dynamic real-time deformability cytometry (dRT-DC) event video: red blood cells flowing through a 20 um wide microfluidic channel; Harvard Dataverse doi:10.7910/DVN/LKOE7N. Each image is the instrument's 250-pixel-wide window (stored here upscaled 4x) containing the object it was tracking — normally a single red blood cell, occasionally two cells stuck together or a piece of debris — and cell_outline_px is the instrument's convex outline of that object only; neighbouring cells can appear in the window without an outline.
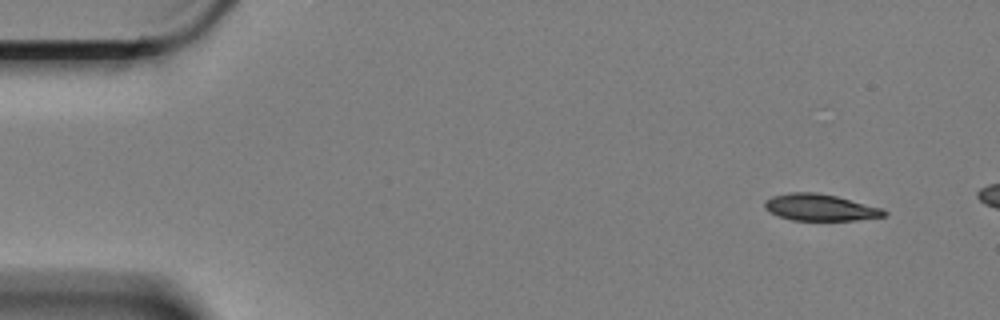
{"species": "Egyptian fruit bat (a non-hibernating species)", "species_latin": "Rousettus aegyptiacus", "temperature_condition": "cold", "stored_images_in_passage": 5, "camera_frame_rate_fps": 3000, "um_per_image_px": 0.085, "animal": {"sex": "female"}, "frame": {"image": 1, "passage_image": 1, "time_ms": 0.0, "image_size_px": [1000, 320], "cell_outline_px": [[888, 212], [884, 216], [856, 220], [792, 220], [780, 216], [764, 208], [764, 200], [772, 196], [788, 192], [816, 192], [836, 196], [880, 208]], "centroid_in_image_um": [69.67, 17.62], "position_along_channel_um": 15.3, "area_um2": 18.32}}